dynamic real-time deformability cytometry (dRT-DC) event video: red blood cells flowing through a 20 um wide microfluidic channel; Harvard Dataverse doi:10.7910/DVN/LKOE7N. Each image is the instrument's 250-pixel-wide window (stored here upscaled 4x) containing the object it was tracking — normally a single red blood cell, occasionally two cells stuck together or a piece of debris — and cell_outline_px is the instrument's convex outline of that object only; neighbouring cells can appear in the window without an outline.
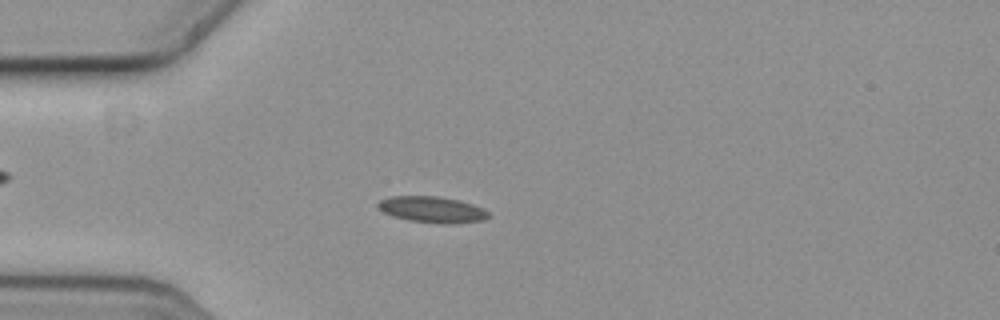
{"species": "common noctule bat (a hibernating species)", "species_latin": "Nyctalus noctula", "temperature_condition": "cold", "stored_images_in_passage": 58, "camera_frame_rate_fps": 3000, "um_per_image_px": 0.085, "animal": {"sex": "female", "body_mass_g": 19.3, "forearm_length_mm": 54.1}, "frame": {"image": 1, "passage_image": 16, "time_ms": 5.0, "image_size_px": [1000, 320], "cell_outline_px": [[492, 216], [484, 220], [452, 224], [440, 224], [408, 220], [392, 216], [376, 208], [376, 204], [380, 200], [388, 196], [440, 196], [460, 200], [484, 208]], "centroid_in_image_um": [36.74, 17.81], "position_along_channel_um": 48.3, "area_um2": 17.22}}
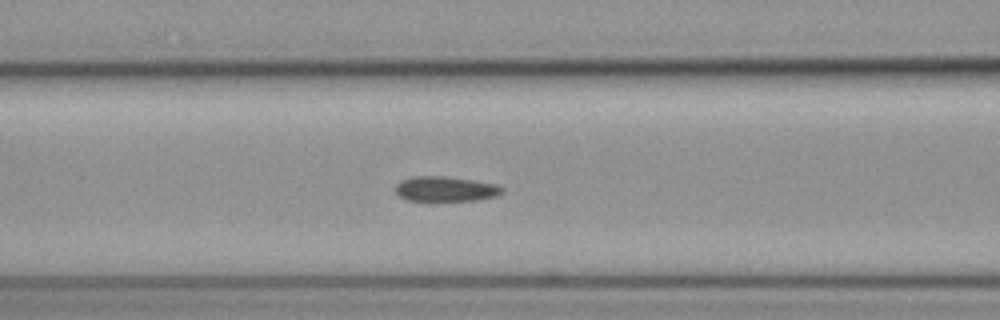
{"frame": {"image": 2, "passage_image": 24, "time_ms": 7.667, "image_size_px": [1000, 320], "cell_outline_px": [[504, 192], [496, 196], [476, 200], [408, 200], [400, 196], [396, 192], [396, 184], [400, 180], [412, 176], [444, 176], [472, 180], [496, 184], [504, 188]], "centroid_in_image_um": [37.87, 16.05], "position_along_channel_um": 128.7, "area_um2": 15.43}}
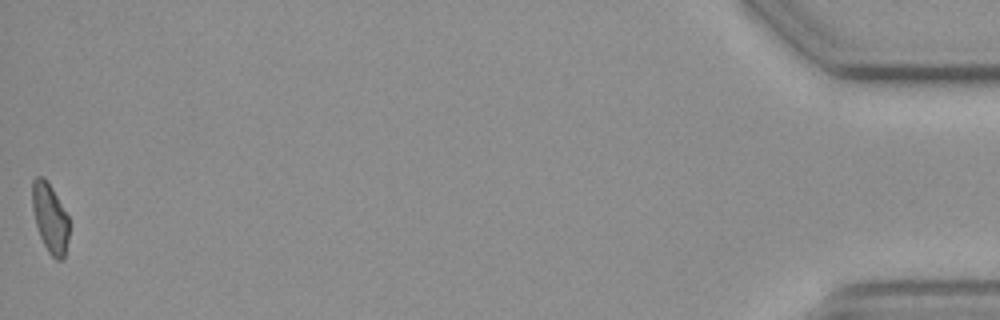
{"frame": {"image": 3, "passage_image": 58, "time_ms": 19.0, "image_size_px": [1000, 320], "cell_outline_px": [[68, 240], [64, 260], [56, 260], [48, 252], [40, 236], [36, 224], [32, 208], [32, 180], [36, 176], [44, 176], [52, 188], [68, 216]], "centroid_in_image_um": [4.24, 18.53], "position_along_channel_um": 431.0, "area_um2": 14.85}, "authors_computed_cell_mechanics": {"area_um2": 15.8661, "velocity_mm_per_s": 3.5831, "shape_relaxation_time_tau1_ms": null, "shape_relaxation_time_tau2_ms": 9.4616, "deformation_change_tau1": null, "deformation_change_tau2": 0.1262}}